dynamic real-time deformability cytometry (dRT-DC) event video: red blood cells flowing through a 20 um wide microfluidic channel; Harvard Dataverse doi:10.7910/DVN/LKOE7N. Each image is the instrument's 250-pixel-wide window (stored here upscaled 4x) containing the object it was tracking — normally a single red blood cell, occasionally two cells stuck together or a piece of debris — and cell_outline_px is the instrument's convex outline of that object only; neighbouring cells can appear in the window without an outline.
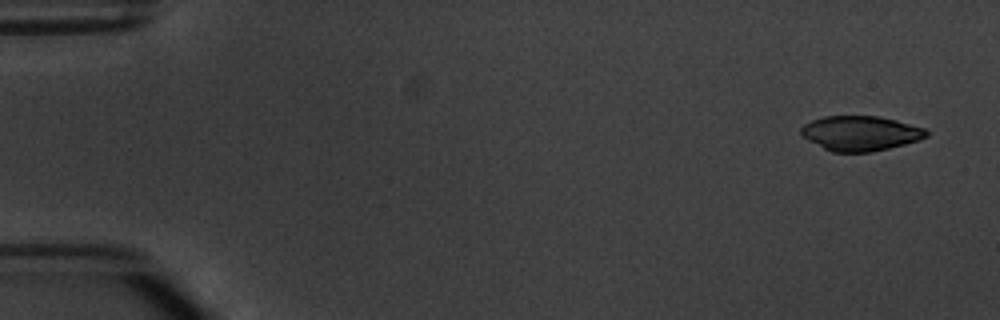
{"species": "common noctule bat (a hibernating species)", "species_latin": "Nyctalus noctula", "temperature_condition": "warm", "stored_images_in_passage": 4, "camera_frame_rate_fps": 3000, "um_per_image_px": 0.085, "animal": {"sex": "male", "body_mass_g": 20.1, "forearm_length_mm": 53.5}, "frame": {"image": 1, "passage_image": 1, "time_ms": 0.0, "image_size_px": [1000, 320], "cell_outline_px": [[928, 136], [920, 140], [872, 152], [832, 152], [808, 140], [800, 132], [800, 128], [804, 124], [812, 120], [824, 116], [880, 116], [896, 120], [924, 128], [928, 132]], "centroid_in_image_um": [73.14, 11.32], "position_along_channel_um": 11.9, "area_um2": 25.37}}
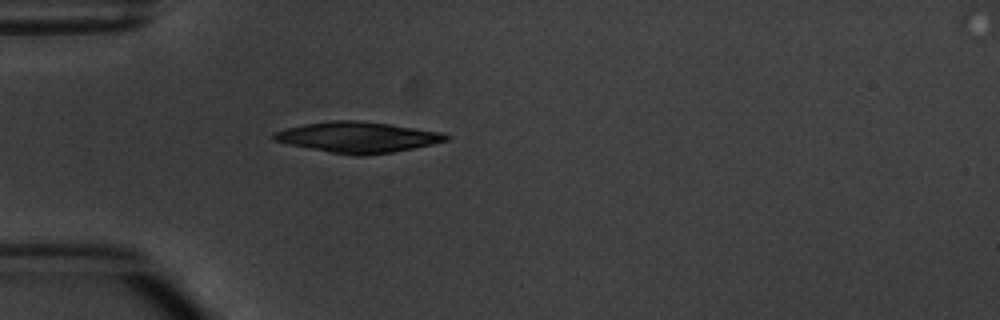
{"frame": {"image": 2, "passage_image": 4, "time_ms": 4.333, "image_size_px": [1000, 320], "cell_outline_px": [[452, 136], [448, 140], [432, 144], [392, 152], [364, 156], [356, 156], [332, 152], [272, 140], [272, 132], [304, 124], [332, 120], [352, 120], [388, 124], [444, 132]], "centroid_in_image_um": [30.45, 11.66], "position_along_channel_um": 54.6, "area_um2": 30.46}}